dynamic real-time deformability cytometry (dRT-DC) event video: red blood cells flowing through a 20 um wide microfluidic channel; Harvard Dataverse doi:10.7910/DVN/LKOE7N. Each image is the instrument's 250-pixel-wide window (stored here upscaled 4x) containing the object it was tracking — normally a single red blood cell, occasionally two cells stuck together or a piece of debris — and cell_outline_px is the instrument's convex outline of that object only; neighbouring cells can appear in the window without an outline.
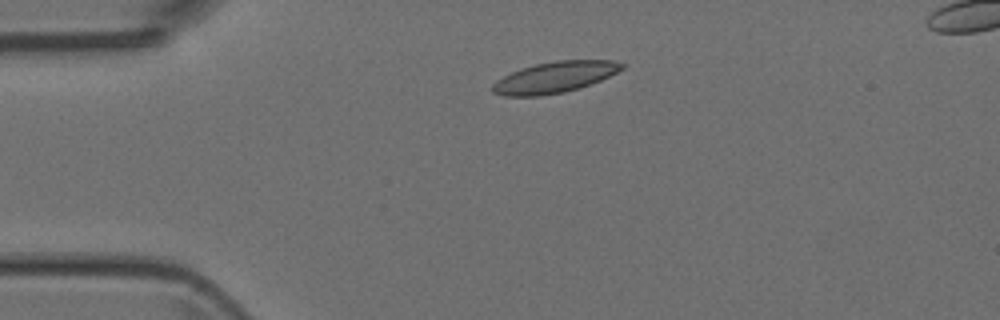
{"species": "Egyptian fruit bat (a non-hibernating species)", "species_latin": "Rousettus aegyptiacus", "temperature_condition": "room temperature", "stored_images_in_passage": 3, "camera_frame_rate_fps": 3000, "um_per_image_px": 0.085, "animal": {"sex": "female"}, "frame": {"image": 1, "passage_image": 1, "time_ms": 0.0, "image_size_px": [1000, 320], "cell_outline_px": [[624, 68], [600, 80], [580, 88], [564, 92], [540, 96], [504, 96], [492, 92], [492, 84], [496, 80], [520, 68], [536, 64], [556, 60], [612, 60], [624, 64]], "centroid_in_image_um": [47.12, 6.57], "position_along_channel_um": 37.9, "area_um2": 23.35}}